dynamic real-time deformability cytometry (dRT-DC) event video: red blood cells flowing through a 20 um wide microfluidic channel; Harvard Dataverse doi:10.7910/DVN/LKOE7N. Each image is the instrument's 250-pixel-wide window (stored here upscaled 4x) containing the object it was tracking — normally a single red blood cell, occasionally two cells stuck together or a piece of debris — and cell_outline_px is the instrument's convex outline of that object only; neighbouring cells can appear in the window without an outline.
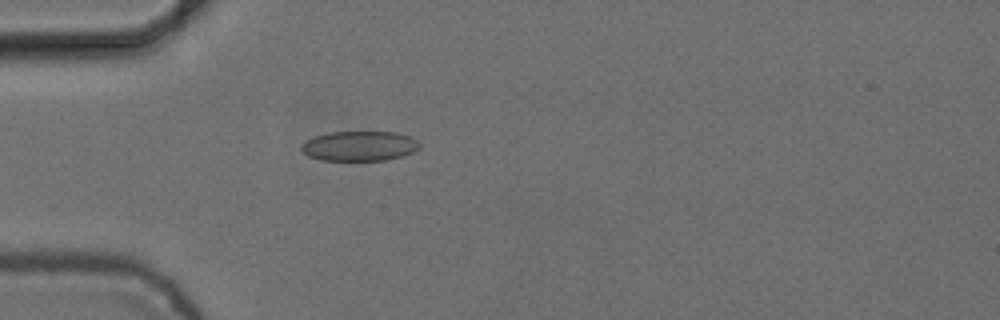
{"species": "common noctule bat (a hibernating species)", "species_latin": "Nyctalus noctula", "temperature_condition": "cold", "stored_images_in_passage": 4, "camera_frame_rate_fps": 3000, "um_per_image_px": 0.085, "animal": {"sex": "female", "body_mass_g": 24.6, "forearm_length_mm": 56.2}, "frame": {"image": 1, "passage_image": 4, "time_ms": 1.0, "image_size_px": [1000, 320], "cell_outline_px": [[420, 148], [412, 152], [400, 156], [384, 160], [320, 160], [308, 156], [300, 148], [300, 144], [312, 136], [328, 132], [396, 132], [420, 140]], "centroid_in_image_um": [30.52, 12.4], "position_along_channel_um": 54.5, "area_um2": 20.69}}